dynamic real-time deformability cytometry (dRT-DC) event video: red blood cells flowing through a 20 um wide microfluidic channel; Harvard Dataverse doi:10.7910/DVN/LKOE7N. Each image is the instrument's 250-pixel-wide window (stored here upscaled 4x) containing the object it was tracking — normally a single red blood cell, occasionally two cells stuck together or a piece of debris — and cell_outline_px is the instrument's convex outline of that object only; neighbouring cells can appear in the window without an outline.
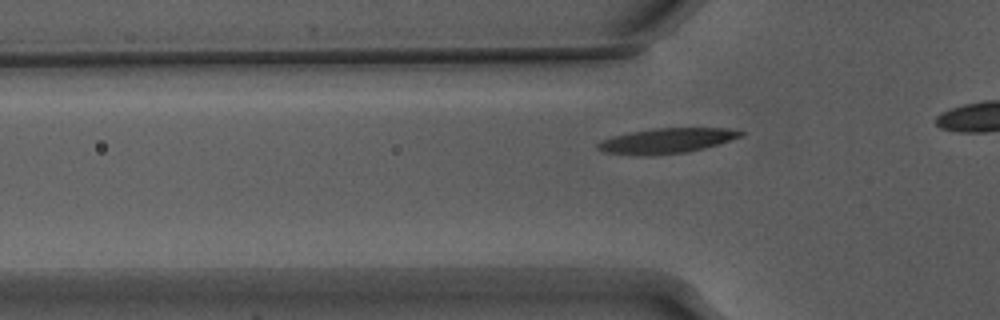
{"species": "Egyptian fruit bat (a non-hibernating species)", "species_latin": "Rousettus aegyptiacus", "temperature_condition": "warm", "stored_images_in_passage": 8, "camera_frame_rate_fps": 3000, "um_per_image_px": 0.085, "animal": {"sex": "male"}, "frame": {"image": 1, "passage_image": 2, "time_ms": 0.333, "image_size_px": [1000, 320], "cell_outline_px": [[748, 132], [744, 136], [704, 148], [688, 152], [644, 156], [604, 152], [596, 148], [596, 144], [600, 140], [612, 136], [632, 132], [656, 128], [728, 128]], "centroid_in_image_um": [56.69, 11.96], "position_along_channel_um": 69.1, "area_um2": 21.04}}
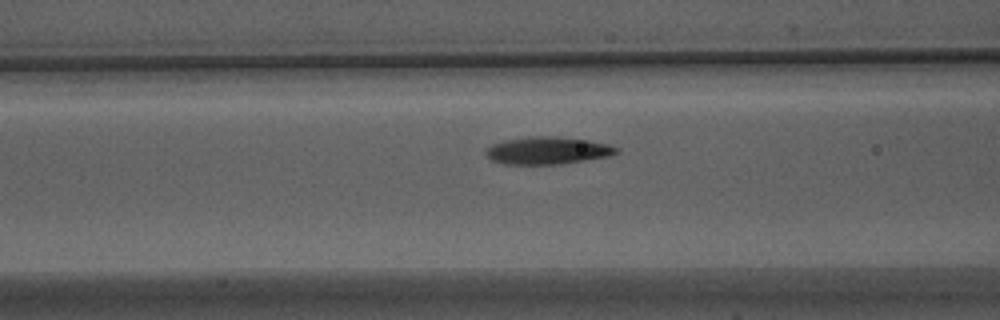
{"frame": {"image": 2, "passage_image": 6, "time_ms": 1.667, "image_size_px": [1000, 320], "cell_outline_px": [[620, 152], [608, 156], [560, 164], [504, 164], [492, 160], [484, 156], [484, 148], [492, 144], [504, 140], [532, 136], [556, 136], [588, 140], [608, 144], [620, 148]], "centroid_in_image_um": [46.5, 12.79], "position_along_channel_um": 120.1, "area_um2": 21.04}}